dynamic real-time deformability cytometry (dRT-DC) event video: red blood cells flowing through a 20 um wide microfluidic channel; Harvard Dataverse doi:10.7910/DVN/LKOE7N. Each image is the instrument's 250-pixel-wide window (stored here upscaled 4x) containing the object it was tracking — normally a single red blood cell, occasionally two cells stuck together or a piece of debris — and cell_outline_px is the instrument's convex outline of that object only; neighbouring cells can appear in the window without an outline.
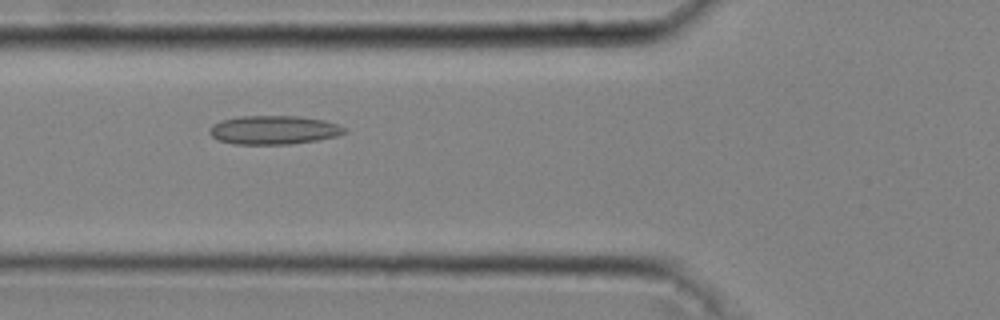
{"species": "common noctule bat (a hibernating species)", "species_latin": "Nyctalus noctula", "temperature_condition": "cold", "stored_images_in_passage": 32, "camera_frame_rate_fps": 3000, "um_per_image_px": 0.085, "animal": {"sex": "male", "body_mass_g": 20.4}, "frame": {"image": 1, "passage_image": 7, "time_ms": 2.0, "image_size_px": [1000, 320], "cell_outline_px": [[348, 132], [336, 136], [316, 140], [288, 144], [232, 144], [216, 140], [208, 132], [208, 128], [212, 124], [220, 120], [240, 116], [296, 116], [324, 120], [348, 128]], "centroid_in_image_um": [23.23, 11.05], "position_along_channel_um": 102.6, "area_um2": 22.77}}
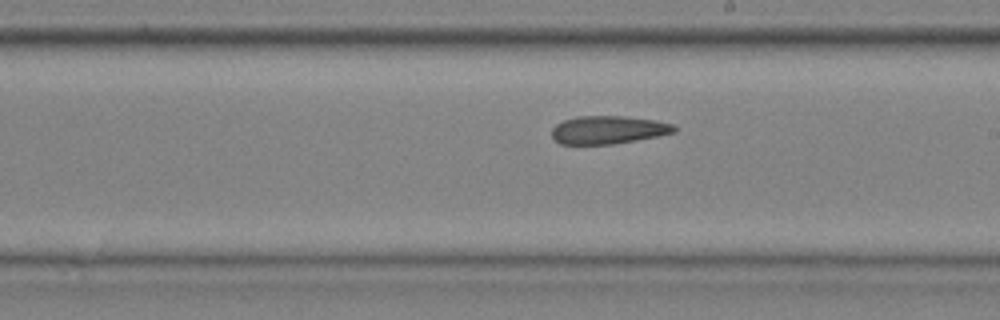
{"frame": {"image": 2, "passage_image": 17, "time_ms": 5.333, "image_size_px": [1000, 320], "cell_outline_px": [[676, 132], [636, 140], [612, 144], [560, 144], [552, 140], [552, 128], [556, 124], [564, 120], [576, 116], [624, 116], [656, 120], [672, 124], [676, 128]], "centroid_in_image_um": [51.66, 11.03], "position_along_channel_um": 237.3, "area_um2": 20.06}}
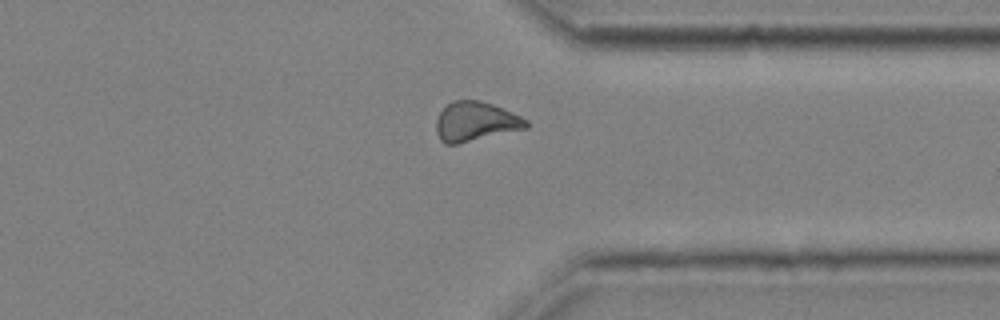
{"frame": {"image": 3, "passage_image": 27, "time_ms": 8.667, "image_size_px": [1000, 320], "cell_outline_px": [[528, 128], [456, 144], [444, 144], [440, 140], [436, 132], [436, 120], [440, 112], [452, 100], [480, 100], [492, 104], [512, 112], [528, 120]], "centroid_in_image_um": [40.41, 10.33], "position_along_channel_um": 371.0, "area_um2": 20.63}}